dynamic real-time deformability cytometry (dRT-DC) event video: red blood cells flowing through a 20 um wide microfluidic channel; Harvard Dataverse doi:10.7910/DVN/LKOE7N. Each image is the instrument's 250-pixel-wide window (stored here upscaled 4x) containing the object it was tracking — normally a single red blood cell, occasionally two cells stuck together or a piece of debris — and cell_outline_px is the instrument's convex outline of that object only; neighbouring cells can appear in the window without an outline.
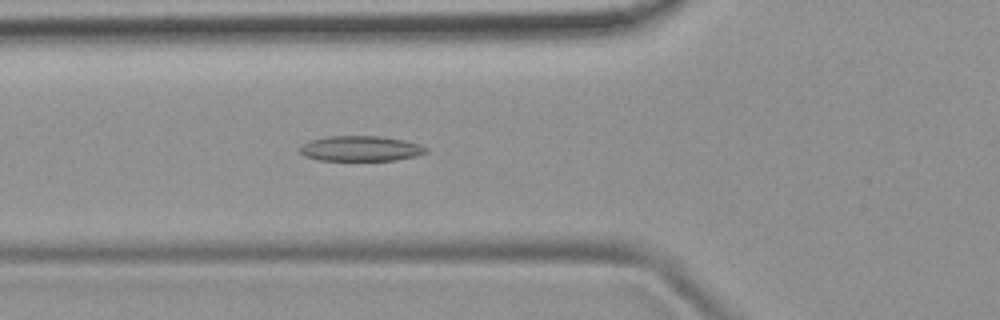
{"species": "common noctule bat (a hibernating species)", "species_latin": "Nyctalus noctula", "temperature_condition": "room temperature", "stored_images_in_passage": 46, "camera_frame_rate_fps": 3000, "um_per_image_px": 0.085, "animal": {"sex": "female", "body_mass_g": 19.9}, "frame": {"image": 1, "passage_image": 14, "time_ms": 4.333, "image_size_px": [1000, 320], "cell_outline_px": [[428, 152], [416, 156], [396, 160], [320, 160], [304, 156], [300, 152], [300, 148], [308, 140], [328, 136], [376, 136], [400, 140], [420, 144], [428, 148]], "centroid_in_image_um": [30.65, 12.63], "position_along_channel_um": 95.2, "area_um2": 18.44}}
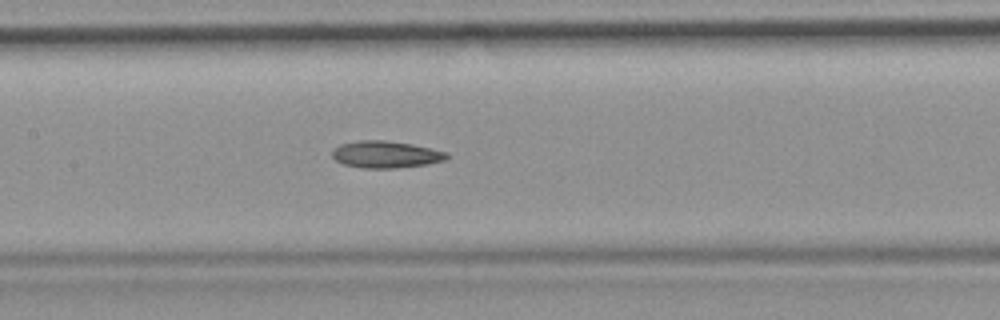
{"frame": {"image": 2, "passage_image": 20, "time_ms": 6.333, "image_size_px": [1000, 320], "cell_outline_px": [[448, 156], [444, 160], [428, 164], [396, 168], [360, 168], [344, 164], [336, 160], [332, 156], [332, 152], [340, 144], [360, 140], [384, 140], [412, 144], [448, 152]], "centroid_in_image_um": [32.79, 13.13], "position_along_channel_um": 174.6, "area_um2": 17.92}}
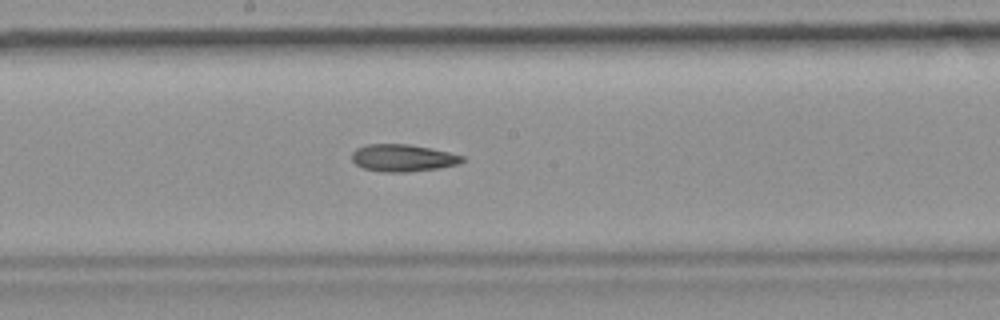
{"frame": {"image": 3, "passage_image": 23, "time_ms": 7.333, "image_size_px": [1000, 320], "cell_outline_px": [[464, 160], [460, 164], [440, 168], [408, 172], [380, 172], [364, 168], [356, 164], [352, 160], [352, 152], [356, 148], [368, 144], [408, 144], [448, 152], [464, 156]], "centroid_in_image_um": [34.24, 13.43], "position_along_channel_um": 214.0, "area_um2": 17.51}}